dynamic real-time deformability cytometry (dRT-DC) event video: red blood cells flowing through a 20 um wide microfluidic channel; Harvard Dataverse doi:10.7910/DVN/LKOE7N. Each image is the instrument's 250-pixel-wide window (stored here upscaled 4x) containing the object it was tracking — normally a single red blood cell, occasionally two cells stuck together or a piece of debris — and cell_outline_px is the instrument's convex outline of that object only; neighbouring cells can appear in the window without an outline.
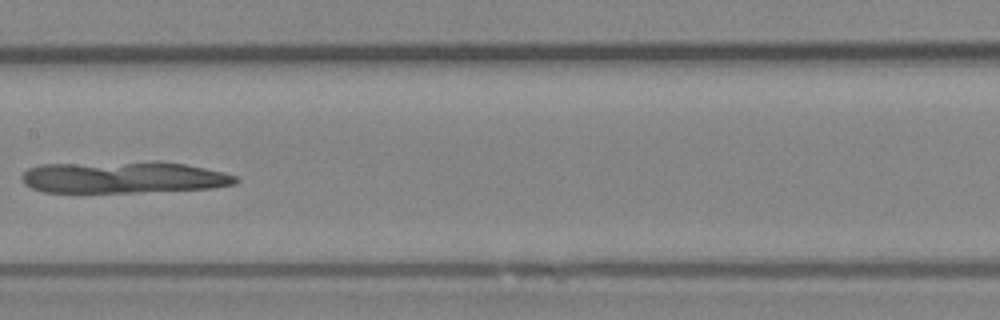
{"species": "Egyptian fruit bat (a non-hibernating species)", "species_latin": "Rousettus aegyptiacus", "temperature_condition": "room temperature", "stored_images_in_passage": 4, "camera_frame_rate_fps": 3000, "um_per_image_px": 0.085, "animal": {"sex": "female"}, "frame": {"image": 1, "passage_image": 4, "time_ms": 3.333, "image_size_px": [1000, 320], "cell_outline_px": [[240, 180], [236, 184], [212, 188], [136, 192], [44, 192], [32, 188], [24, 184], [20, 176], [28, 168], [40, 164], [184, 164], [224, 172], [236, 176]], "centroid_in_image_um": [10.47, 15.12], "position_along_channel_um": 196.9, "area_um2": 38.15}}